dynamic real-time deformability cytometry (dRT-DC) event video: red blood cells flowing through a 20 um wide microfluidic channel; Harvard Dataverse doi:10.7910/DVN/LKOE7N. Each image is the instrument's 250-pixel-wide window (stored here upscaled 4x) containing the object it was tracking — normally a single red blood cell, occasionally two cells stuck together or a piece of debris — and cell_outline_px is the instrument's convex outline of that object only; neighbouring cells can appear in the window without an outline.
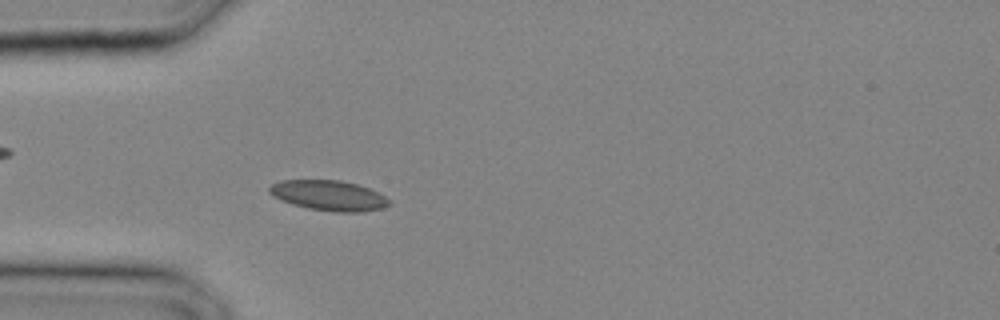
{"species": "common noctule bat (a hibernating species)", "species_latin": "Nyctalus noctula", "temperature_condition": "cold", "stored_images_in_passage": 25, "camera_frame_rate_fps": 3000, "um_per_image_px": 0.085, "animal": {"sex": "male", "body_mass_g": 20.4}, "frame": {"image": 1, "passage_image": 4, "time_ms": 1.0, "image_size_px": [1000, 320], "cell_outline_px": [[392, 204], [384, 208], [364, 212], [336, 212], [308, 208], [292, 204], [280, 200], [272, 196], [268, 192], [268, 188], [272, 184], [280, 180], [340, 180], [356, 184], [368, 188], [384, 196]], "centroid_in_image_um": [27.92, 16.62], "position_along_channel_um": 57.1, "area_um2": 21.15}}
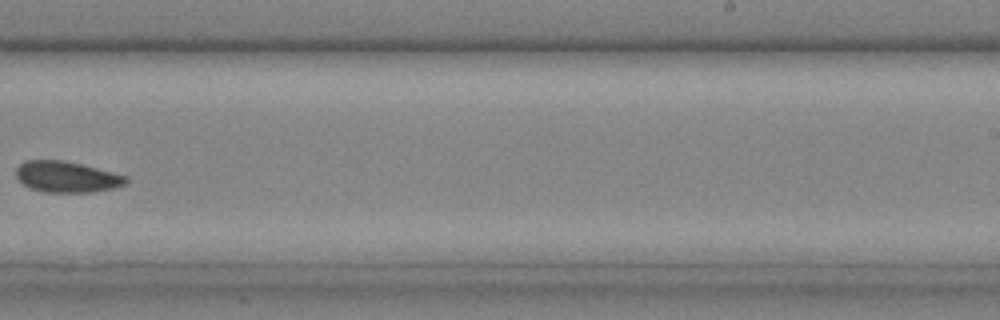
{"frame": {"image": 2, "passage_image": 15, "time_ms": 4.667, "image_size_px": [1000, 320], "cell_outline_px": [[128, 184], [112, 188], [92, 192], [44, 192], [32, 188], [24, 184], [16, 176], [16, 168], [24, 160], [60, 160], [80, 164], [128, 176]], "centroid_in_image_um": [5.68, 15.03], "position_along_channel_um": 283.3, "area_um2": 19.71}}